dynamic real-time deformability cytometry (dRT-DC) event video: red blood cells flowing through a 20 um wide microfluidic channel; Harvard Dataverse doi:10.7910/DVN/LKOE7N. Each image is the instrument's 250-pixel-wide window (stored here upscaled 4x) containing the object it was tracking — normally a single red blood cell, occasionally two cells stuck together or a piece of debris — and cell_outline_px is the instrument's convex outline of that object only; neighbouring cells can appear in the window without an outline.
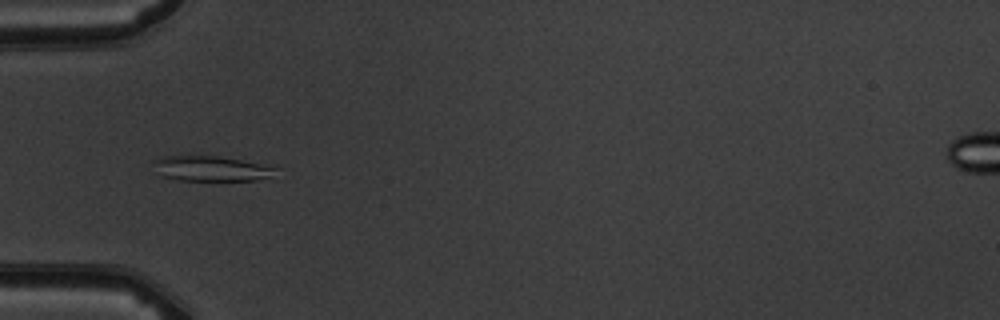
{"species": "common noctule bat (a hibernating species)", "species_latin": "Nyctalus noctula", "temperature_condition": "warm", "stored_images_in_passage": 9, "camera_frame_rate_fps": 3000, "um_per_image_px": 0.085, "animal": {"sex": "male", "body_mass_g": 19.5, "forearm_length_mm": 54.6}, "frame": {"image": 1, "passage_image": 6, "time_ms": 5.667, "image_size_px": [1000, 320], "cell_outline_px": [[280, 168], [268, 176], [256, 180], [180, 180], [164, 176], [152, 160], [164, 156], [216, 156], [240, 160]], "centroid_in_image_um": [17.96, 14.32], "position_along_channel_um": 67.0, "area_um2": 17.22}}
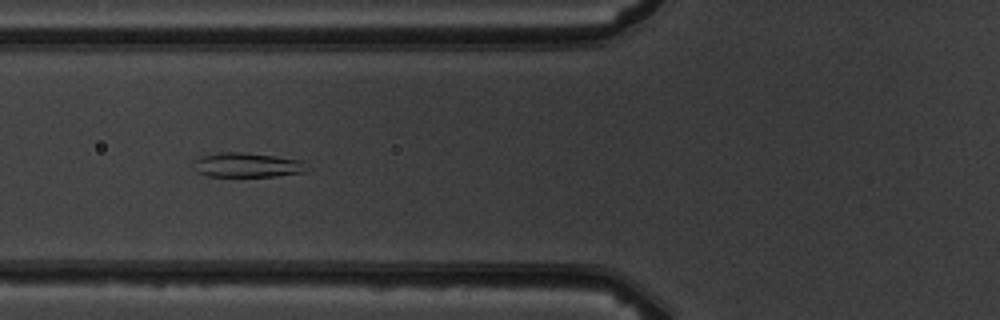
{"frame": {"image": 2, "passage_image": 7, "time_ms": 6.667, "image_size_px": [1000, 320], "cell_outline_px": [[308, 172], [276, 176], [208, 176], [196, 172], [192, 160], [204, 156], [220, 152], [244, 152], [276, 156], [300, 160]], "centroid_in_image_um": [20.97, 14.03], "position_along_channel_um": 104.8, "area_um2": 16.13}}